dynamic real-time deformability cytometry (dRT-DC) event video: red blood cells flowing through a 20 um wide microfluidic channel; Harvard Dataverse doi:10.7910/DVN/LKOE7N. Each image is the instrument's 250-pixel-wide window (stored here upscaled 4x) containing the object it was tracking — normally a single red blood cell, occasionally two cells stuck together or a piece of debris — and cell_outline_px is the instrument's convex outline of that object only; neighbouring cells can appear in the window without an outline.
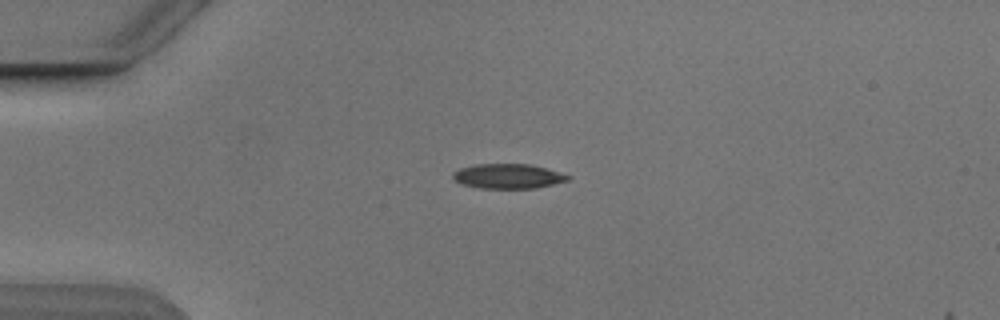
{"species": "Egyptian fruit bat (a non-hibernating species)", "species_latin": "Rousettus aegyptiacus", "temperature_condition": "cold", "stored_images_in_passage": 2, "camera_frame_rate_fps": 3000, "um_per_image_px": 0.085, "animal": {"sex": "male"}, "frame": {"image": 1, "passage_image": 1, "time_ms": 0.0, "image_size_px": [1000, 320], "cell_outline_px": [[572, 176], [568, 180], [536, 188], [476, 188], [460, 184], [452, 180], [452, 172], [460, 168], [476, 164], [528, 164], [560, 172]], "centroid_in_image_um": [43.11, 14.98], "position_along_channel_um": 41.9, "area_um2": 16.65}}